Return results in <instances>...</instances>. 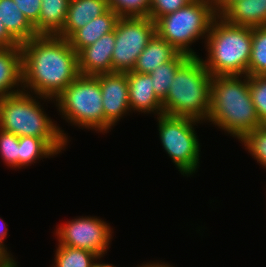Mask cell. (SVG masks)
Wrapping results in <instances>:
<instances>
[{"mask_svg":"<svg viewBox=\"0 0 266 267\" xmlns=\"http://www.w3.org/2000/svg\"><path fill=\"white\" fill-rule=\"evenodd\" d=\"M20 47L22 89L25 92L55 99L80 75L78 53L68 39L37 35Z\"/></svg>","mask_w":266,"mask_h":267,"instance_id":"cell-1","label":"cell"},{"mask_svg":"<svg viewBox=\"0 0 266 267\" xmlns=\"http://www.w3.org/2000/svg\"><path fill=\"white\" fill-rule=\"evenodd\" d=\"M206 121L238 141L262 126L252 102L248 75L212 76L210 110Z\"/></svg>","mask_w":266,"mask_h":267,"instance_id":"cell-2","label":"cell"},{"mask_svg":"<svg viewBox=\"0 0 266 267\" xmlns=\"http://www.w3.org/2000/svg\"><path fill=\"white\" fill-rule=\"evenodd\" d=\"M32 96V93L22 91L0 98V129L18 137L42 138L59 154L68 146V135L45 113L38 100L54 99Z\"/></svg>","mask_w":266,"mask_h":267,"instance_id":"cell-3","label":"cell"},{"mask_svg":"<svg viewBox=\"0 0 266 267\" xmlns=\"http://www.w3.org/2000/svg\"><path fill=\"white\" fill-rule=\"evenodd\" d=\"M202 62L212 76L248 75L252 51V27L234 25L220 15L213 20Z\"/></svg>","mask_w":266,"mask_h":267,"instance_id":"cell-4","label":"cell"},{"mask_svg":"<svg viewBox=\"0 0 266 267\" xmlns=\"http://www.w3.org/2000/svg\"><path fill=\"white\" fill-rule=\"evenodd\" d=\"M212 75L199 56H190L177 70L162 101L163 114L206 121L210 110Z\"/></svg>","mask_w":266,"mask_h":267,"instance_id":"cell-5","label":"cell"},{"mask_svg":"<svg viewBox=\"0 0 266 267\" xmlns=\"http://www.w3.org/2000/svg\"><path fill=\"white\" fill-rule=\"evenodd\" d=\"M56 101V102H55ZM61 118L71 125L107 133L112 125L104 118L98 75L80 74L55 99Z\"/></svg>","mask_w":266,"mask_h":267,"instance_id":"cell-6","label":"cell"},{"mask_svg":"<svg viewBox=\"0 0 266 267\" xmlns=\"http://www.w3.org/2000/svg\"><path fill=\"white\" fill-rule=\"evenodd\" d=\"M216 16L212 0H193L181 9L158 18L155 31L179 53L199 56L190 47L200 38L206 41Z\"/></svg>","mask_w":266,"mask_h":267,"instance_id":"cell-7","label":"cell"},{"mask_svg":"<svg viewBox=\"0 0 266 267\" xmlns=\"http://www.w3.org/2000/svg\"><path fill=\"white\" fill-rule=\"evenodd\" d=\"M158 132L163 149L183 176H191L199 167L200 144L194 130L201 121L188 117L158 115Z\"/></svg>","mask_w":266,"mask_h":267,"instance_id":"cell-8","label":"cell"},{"mask_svg":"<svg viewBox=\"0 0 266 267\" xmlns=\"http://www.w3.org/2000/svg\"><path fill=\"white\" fill-rule=\"evenodd\" d=\"M114 33L113 72L132 71L137 58L156 33L155 22L150 17H120Z\"/></svg>","mask_w":266,"mask_h":267,"instance_id":"cell-9","label":"cell"},{"mask_svg":"<svg viewBox=\"0 0 266 267\" xmlns=\"http://www.w3.org/2000/svg\"><path fill=\"white\" fill-rule=\"evenodd\" d=\"M109 225L99 217L80 216L58 226L55 234L59 245L86 249L103 257L113 238Z\"/></svg>","mask_w":266,"mask_h":267,"instance_id":"cell-10","label":"cell"},{"mask_svg":"<svg viewBox=\"0 0 266 267\" xmlns=\"http://www.w3.org/2000/svg\"><path fill=\"white\" fill-rule=\"evenodd\" d=\"M104 118L114 127L126 114L130 115L127 72L98 74Z\"/></svg>","mask_w":266,"mask_h":267,"instance_id":"cell-11","label":"cell"},{"mask_svg":"<svg viewBox=\"0 0 266 267\" xmlns=\"http://www.w3.org/2000/svg\"><path fill=\"white\" fill-rule=\"evenodd\" d=\"M115 46L114 31L105 34L94 44L78 53V69L82 75H98L113 72L112 53Z\"/></svg>","mask_w":266,"mask_h":267,"instance_id":"cell-12","label":"cell"},{"mask_svg":"<svg viewBox=\"0 0 266 267\" xmlns=\"http://www.w3.org/2000/svg\"><path fill=\"white\" fill-rule=\"evenodd\" d=\"M129 105L133 112L163 114L162 101L156 96L150 74L127 72ZM146 112V113H145Z\"/></svg>","mask_w":266,"mask_h":267,"instance_id":"cell-13","label":"cell"},{"mask_svg":"<svg viewBox=\"0 0 266 267\" xmlns=\"http://www.w3.org/2000/svg\"><path fill=\"white\" fill-rule=\"evenodd\" d=\"M108 9L107 0H70L65 24L57 36L69 39L78 29Z\"/></svg>","mask_w":266,"mask_h":267,"instance_id":"cell-14","label":"cell"},{"mask_svg":"<svg viewBox=\"0 0 266 267\" xmlns=\"http://www.w3.org/2000/svg\"><path fill=\"white\" fill-rule=\"evenodd\" d=\"M22 91L21 47H0V98Z\"/></svg>","mask_w":266,"mask_h":267,"instance_id":"cell-15","label":"cell"},{"mask_svg":"<svg viewBox=\"0 0 266 267\" xmlns=\"http://www.w3.org/2000/svg\"><path fill=\"white\" fill-rule=\"evenodd\" d=\"M220 16L234 25L266 26V0H236Z\"/></svg>","mask_w":266,"mask_h":267,"instance_id":"cell-16","label":"cell"},{"mask_svg":"<svg viewBox=\"0 0 266 267\" xmlns=\"http://www.w3.org/2000/svg\"><path fill=\"white\" fill-rule=\"evenodd\" d=\"M120 17L111 9L95 19H92L83 28L78 29L69 39L71 47L79 53L83 48L94 44L98 39L114 31Z\"/></svg>","mask_w":266,"mask_h":267,"instance_id":"cell-17","label":"cell"},{"mask_svg":"<svg viewBox=\"0 0 266 267\" xmlns=\"http://www.w3.org/2000/svg\"><path fill=\"white\" fill-rule=\"evenodd\" d=\"M179 52L156 33L137 58L132 71L150 74L158 66L173 60Z\"/></svg>","mask_w":266,"mask_h":267,"instance_id":"cell-18","label":"cell"},{"mask_svg":"<svg viewBox=\"0 0 266 267\" xmlns=\"http://www.w3.org/2000/svg\"><path fill=\"white\" fill-rule=\"evenodd\" d=\"M70 0H41L38 24L34 27L37 35H57L66 21Z\"/></svg>","mask_w":266,"mask_h":267,"instance_id":"cell-19","label":"cell"},{"mask_svg":"<svg viewBox=\"0 0 266 267\" xmlns=\"http://www.w3.org/2000/svg\"><path fill=\"white\" fill-rule=\"evenodd\" d=\"M0 19L7 31L20 43L37 36L14 0H0Z\"/></svg>","mask_w":266,"mask_h":267,"instance_id":"cell-20","label":"cell"},{"mask_svg":"<svg viewBox=\"0 0 266 267\" xmlns=\"http://www.w3.org/2000/svg\"><path fill=\"white\" fill-rule=\"evenodd\" d=\"M58 153L42 138L19 137L18 169L36 163L40 158H49ZM26 166V167H25Z\"/></svg>","mask_w":266,"mask_h":267,"instance_id":"cell-21","label":"cell"},{"mask_svg":"<svg viewBox=\"0 0 266 267\" xmlns=\"http://www.w3.org/2000/svg\"><path fill=\"white\" fill-rule=\"evenodd\" d=\"M190 56L179 53L173 60L168 61L158 66L154 71L150 73L152 78L153 89L156 96L163 101L169 92L172 80L175 78V73L178 68L189 58Z\"/></svg>","mask_w":266,"mask_h":267,"instance_id":"cell-22","label":"cell"},{"mask_svg":"<svg viewBox=\"0 0 266 267\" xmlns=\"http://www.w3.org/2000/svg\"><path fill=\"white\" fill-rule=\"evenodd\" d=\"M52 267H93L99 256L92 251L59 245Z\"/></svg>","mask_w":266,"mask_h":267,"instance_id":"cell-23","label":"cell"},{"mask_svg":"<svg viewBox=\"0 0 266 267\" xmlns=\"http://www.w3.org/2000/svg\"><path fill=\"white\" fill-rule=\"evenodd\" d=\"M266 75V26L252 28V51L248 76Z\"/></svg>","mask_w":266,"mask_h":267,"instance_id":"cell-24","label":"cell"},{"mask_svg":"<svg viewBox=\"0 0 266 267\" xmlns=\"http://www.w3.org/2000/svg\"><path fill=\"white\" fill-rule=\"evenodd\" d=\"M240 141L252 155V158L254 157L263 168H266V125L252 130Z\"/></svg>","mask_w":266,"mask_h":267,"instance_id":"cell-25","label":"cell"},{"mask_svg":"<svg viewBox=\"0 0 266 267\" xmlns=\"http://www.w3.org/2000/svg\"><path fill=\"white\" fill-rule=\"evenodd\" d=\"M119 17H149L151 0H107Z\"/></svg>","mask_w":266,"mask_h":267,"instance_id":"cell-26","label":"cell"},{"mask_svg":"<svg viewBox=\"0 0 266 267\" xmlns=\"http://www.w3.org/2000/svg\"><path fill=\"white\" fill-rule=\"evenodd\" d=\"M249 90L257 115L266 125V75L249 76Z\"/></svg>","mask_w":266,"mask_h":267,"instance_id":"cell-27","label":"cell"},{"mask_svg":"<svg viewBox=\"0 0 266 267\" xmlns=\"http://www.w3.org/2000/svg\"><path fill=\"white\" fill-rule=\"evenodd\" d=\"M0 155L7 166L18 168L19 137L0 129Z\"/></svg>","mask_w":266,"mask_h":267,"instance_id":"cell-28","label":"cell"},{"mask_svg":"<svg viewBox=\"0 0 266 267\" xmlns=\"http://www.w3.org/2000/svg\"><path fill=\"white\" fill-rule=\"evenodd\" d=\"M193 0H151L149 17L155 22L158 18L175 12Z\"/></svg>","mask_w":266,"mask_h":267,"instance_id":"cell-29","label":"cell"},{"mask_svg":"<svg viewBox=\"0 0 266 267\" xmlns=\"http://www.w3.org/2000/svg\"><path fill=\"white\" fill-rule=\"evenodd\" d=\"M20 11L23 12L29 23L35 27L41 12V0H14Z\"/></svg>","mask_w":266,"mask_h":267,"instance_id":"cell-30","label":"cell"},{"mask_svg":"<svg viewBox=\"0 0 266 267\" xmlns=\"http://www.w3.org/2000/svg\"><path fill=\"white\" fill-rule=\"evenodd\" d=\"M20 43L7 31L0 19V47H20Z\"/></svg>","mask_w":266,"mask_h":267,"instance_id":"cell-31","label":"cell"},{"mask_svg":"<svg viewBox=\"0 0 266 267\" xmlns=\"http://www.w3.org/2000/svg\"><path fill=\"white\" fill-rule=\"evenodd\" d=\"M0 220L2 221L3 219L0 218ZM8 234V228H7V224L4 223L3 221L0 223V251L6 255L8 258H14L11 253H9L10 251H7V247L4 244V240L5 237Z\"/></svg>","mask_w":266,"mask_h":267,"instance_id":"cell-32","label":"cell"},{"mask_svg":"<svg viewBox=\"0 0 266 267\" xmlns=\"http://www.w3.org/2000/svg\"><path fill=\"white\" fill-rule=\"evenodd\" d=\"M236 0H212L217 15H220L231 3Z\"/></svg>","mask_w":266,"mask_h":267,"instance_id":"cell-33","label":"cell"},{"mask_svg":"<svg viewBox=\"0 0 266 267\" xmlns=\"http://www.w3.org/2000/svg\"><path fill=\"white\" fill-rule=\"evenodd\" d=\"M142 265V266H141ZM141 265H138L137 267H173V266H171L170 264H166L165 262H154V263H144V264H141Z\"/></svg>","mask_w":266,"mask_h":267,"instance_id":"cell-34","label":"cell"},{"mask_svg":"<svg viewBox=\"0 0 266 267\" xmlns=\"http://www.w3.org/2000/svg\"><path fill=\"white\" fill-rule=\"evenodd\" d=\"M17 263L14 258H8L4 263L0 264V267H18Z\"/></svg>","mask_w":266,"mask_h":267,"instance_id":"cell-35","label":"cell"},{"mask_svg":"<svg viewBox=\"0 0 266 267\" xmlns=\"http://www.w3.org/2000/svg\"><path fill=\"white\" fill-rule=\"evenodd\" d=\"M100 258H103V257H99L98 259V261L96 260L95 262H94V264H93V267H116V266H114V265H112V264H107V263H101L100 261Z\"/></svg>","mask_w":266,"mask_h":267,"instance_id":"cell-36","label":"cell"},{"mask_svg":"<svg viewBox=\"0 0 266 267\" xmlns=\"http://www.w3.org/2000/svg\"><path fill=\"white\" fill-rule=\"evenodd\" d=\"M8 257L0 251V264L4 263Z\"/></svg>","mask_w":266,"mask_h":267,"instance_id":"cell-37","label":"cell"}]
</instances>
